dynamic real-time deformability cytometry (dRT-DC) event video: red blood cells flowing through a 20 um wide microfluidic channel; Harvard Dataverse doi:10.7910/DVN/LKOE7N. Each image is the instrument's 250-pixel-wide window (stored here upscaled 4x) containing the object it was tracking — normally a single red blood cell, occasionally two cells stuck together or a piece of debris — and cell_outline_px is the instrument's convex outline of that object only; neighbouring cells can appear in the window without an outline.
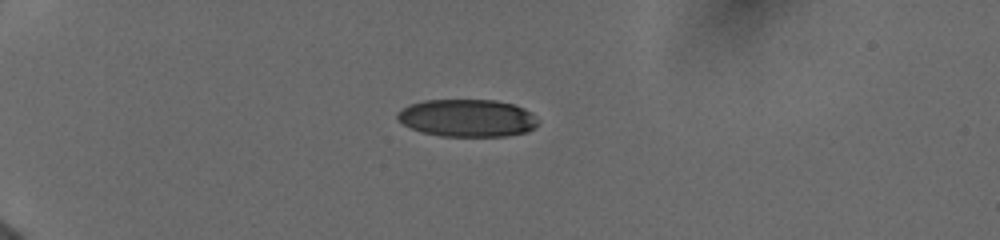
{"species": "human", "species_latin": "Homo sapiens", "temperature_condition": "cold", "stored_images_in_passage": 34, "camera_frame_rate_fps": 3000, "um_per_image_px": 0.085, "donor": {"sex": "female"}, "frame": {"image": 1, "passage_image": 1, "time_ms": 0.0, "image_size_px": [1000, 240], "cell_outline_px": [[540, 120], [536, 128], [528, 132], [508, 136], [440, 136], [424, 132], [412, 128], [404, 124], [396, 116], [404, 108], [412, 104], [424, 100], [496, 100], [512, 104], [524, 108], [532, 112]], "centroid_in_image_um": [39.82, 10.04], "position_along_channel_um": 45.2, "area_um2": 30.75}}
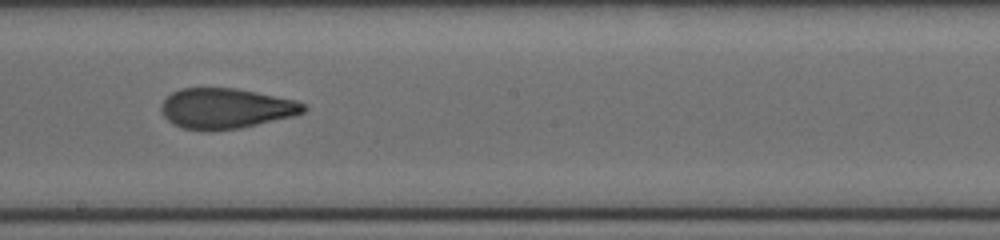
{"frame": {"image": 2, "passage_image": 19, "time_ms": 6.0, "image_size_px": [1000, 240], "cell_outline_px": [[308, 108], [304, 112], [292, 116], [240, 128], [184, 128], [172, 124], [164, 116], [160, 108], [160, 104], [172, 92], [180, 88], [236, 88], [296, 100], [304, 104]], "centroid_in_image_um": [19.2, 9.18], "position_along_channel_um": 229.0, "area_um2": 32.77}}
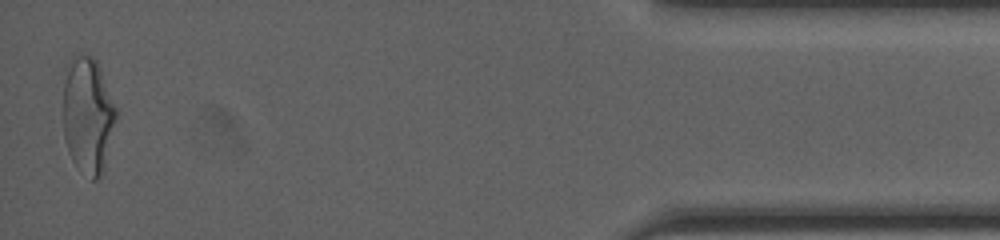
{"frame": {"image": 3, "passage_image": 34, "time_ms": 12.667, "image_size_px": [1000, 240], "cell_outline_px": [[120, 112], [104, 172], [96, 180], [92, 180], [76, 168], [68, 152], [64, 136], [64, 84], [68, 60], [76, 52], [92, 56], [96, 60]], "centroid_in_image_um": [7.52, 9.82], "position_along_channel_um": 427.7, "area_um2": 37.17}, "authors_computed_cell_mechanics": {"area_um2": 33.7263, "velocity_mm_per_s": 3.935, "shape_relaxation_time_tau1_ms": 11.0086, "shape_relaxation_time_tau2_ms": 1.6445, "deformation_change_tau1": 0.2757, "deformation_change_tau2": 0.0825}}